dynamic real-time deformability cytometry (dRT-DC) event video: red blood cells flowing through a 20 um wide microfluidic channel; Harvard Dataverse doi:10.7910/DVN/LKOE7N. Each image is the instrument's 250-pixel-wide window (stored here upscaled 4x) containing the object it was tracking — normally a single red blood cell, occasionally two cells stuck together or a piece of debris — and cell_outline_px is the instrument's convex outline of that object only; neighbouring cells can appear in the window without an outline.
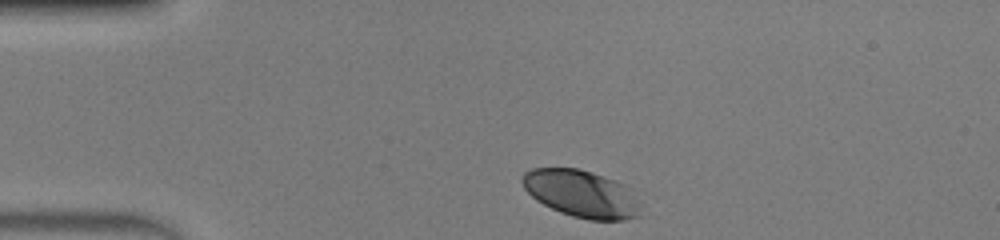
{"species": "human", "species_latin": "Homo sapiens", "temperature_condition": "warm", "stored_images_in_passage": 32, "camera_frame_rate_fps": 3000, "um_per_image_px": 0.085, "donor": {"sex": "male"}, "frame": {"image": 1, "passage_image": 1, "time_ms": 0.0, "image_size_px": [1000, 240], "cell_outline_px": [[640, 216], [624, 220], [588, 220], [572, 216], [560, 212], [536, 200], [524, 188], [520, 180], [524, 172], [532, 168], [580, 168], [592, 172], [624, 184], [632, 188]], "centroid_in_image_um": [49.4, 16.46], "position_along_channel_um": 35.6, "area_um2": 32.54}}
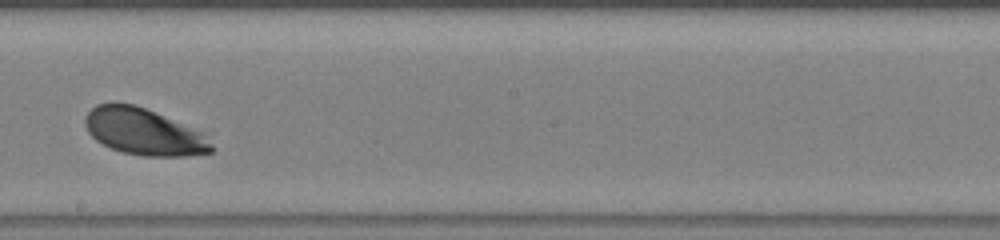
{"frame": {"image": 2, "passage_image": 19, "time_ms": 6.0, "image_size_px": [1000, 240], "cell_outline_px": [[216, 148], [212, 152], [188, 156], [144, 156], [124, 152], [112, 148], [96, 140], [88, 132], [84, 124], [84, 120], [88, 112], [96, 104], [132, 104], [144, 108], [204, 132]], "centroid_in_image_um": [12.27, 11.22], "position_along_channel_um": 235.9, "area_um2": 34.1}}
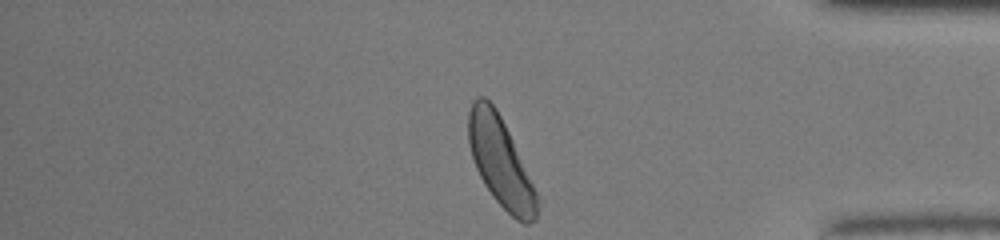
{"frame": {"image": 3, "passage_image": 32, "time_ms": 10.333, "image_size_px": [1000, 240], "cell_outline_px": [[540, 200], [536, 220], [528, 224], [524, 224], [516, 220], [492, 196], [484, 184], [476, 168], [468, 144], [468, 112], [472, 100], [476, 96], [484, 96], [496, 108], [540, 196]], "centroid_in_image_um": [42.56, 13.8], "position_along_channel_um": 392.6, "area_um2": 35.84}, "authors_computed_cell_mechanics": {"area_um2": 34.8534, "velocity_mm_per_s": 4.164, "shape_relaxation_time_tau1_ms": 1.4554, "shape_relaxation_time_tau2_ms": null, "deformation_change_tau1": 0.1078, "deformation_change_tau2": null}}